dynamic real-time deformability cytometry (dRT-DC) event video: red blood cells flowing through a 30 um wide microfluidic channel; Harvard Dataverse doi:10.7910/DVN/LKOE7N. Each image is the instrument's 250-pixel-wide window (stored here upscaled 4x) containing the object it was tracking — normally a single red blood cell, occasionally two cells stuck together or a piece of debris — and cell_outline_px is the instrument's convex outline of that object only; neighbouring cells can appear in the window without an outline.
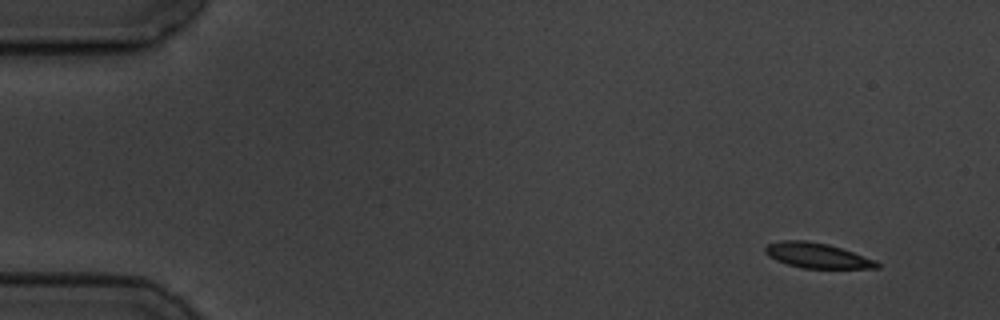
{"species": "common noctule bat (a hibernating species)", "species_latin": "Nyctalus noctula", "temperature_condition": "cold", "stored_images_in_passage": 5, "camera_frame_rate_fps": 3000, "um_per_image_px": 0.085, "animal": {"sex": "male", "body_mass_g": 19.5, "forearm_length_mm": 54.6}, "frame": {"image": 1, "passage_image": 1, "time_ms": 0.0, "image_size_px": [1000, 320], "cell_outline_px": [[880, 268], [800, 268], [776, 260], [768, 256], [764, 252], [764, 248], [768, 244], [784, 240], [804, 240], [828, 244], [876, 260], [880, 264]], "centroid_in_image_um": [69.44, 21.72], "position_along_channel_um": 15.6, "area_um2": 16.24}}
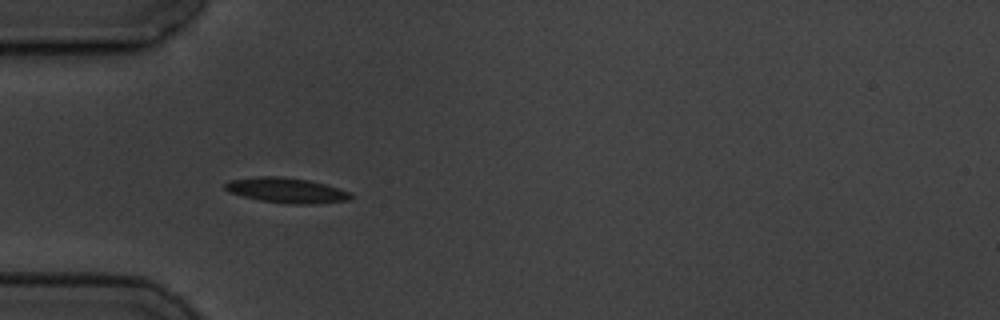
{"frame": {"image": 2, "passage_image": 4, "time_ms": 4.333, "image_size_px": [1000, 320], "cell_outline_px": [[352, 200], [312, 204], [292, 204], [260, 200], [228, 192], [224, 188], [224, 184], [228, 180], [260, 176], [280, 176], [308, 180], [324, 184], [352, 192]], "centroid_in_image_um": [24.36, 16.18], "position_along_channel_um": 60.6, "area_um2": 18.44}}
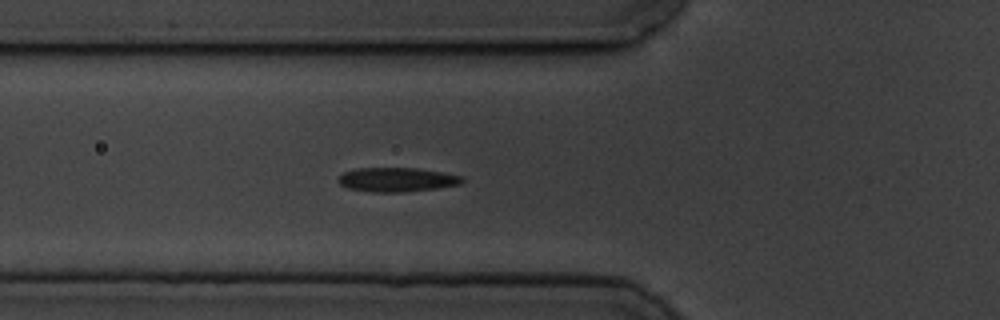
{"frame": {"image": 3, "passage_image": 5, "time_ms": 5.333, "image_size_px": [1000, 320], "cell_outline_px": [[464, 180], [460, 184], [436, 188], [404, 192], [372, 192], [348, 188], [340, 184], [336, 180], [344, 172], [356, 168], [416, 168], [464, 176]], "centroid_in_image_um": [33.72, 15.27], "position_along_channel_um": 92.1, "area_um2": 17.4}}